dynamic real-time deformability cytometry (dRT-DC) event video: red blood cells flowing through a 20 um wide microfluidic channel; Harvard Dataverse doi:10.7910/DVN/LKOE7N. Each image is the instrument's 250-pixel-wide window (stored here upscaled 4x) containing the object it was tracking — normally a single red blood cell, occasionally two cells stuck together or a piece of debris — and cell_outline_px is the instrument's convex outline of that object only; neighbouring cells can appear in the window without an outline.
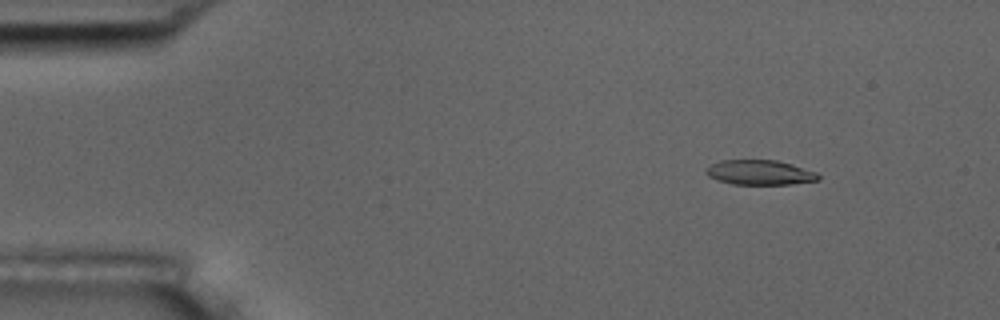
{"species": "common noctule bat (a hibernating species)", "species_latin": "Nyctalus noctula", "temperature_condition": "room temperature", "stored_images_in_passage": 56, "camera_frame_rate_fps": 3000, "um_per_image_px": 0.085, "animal": {"sex": "male", "body_mass_g": 17.5, "forearm_length_mm": 52.3}, "frame": {"image": 1, "passage_image": 7, "time_ms": 2.0, "image_size_px": [1000, 320], "cell_outline_px": [[820, 180], [792, 184], [732, 184], [716, 180], [708, 176], [704, 172], [704, 168], [720, 160], [776, 160], [792, 164], [816, 172], [820, 176]], "centroid_in_image_um": [64.55, 14.66], "position_along_channel_um": 20.4, "area_um2": 16.36}}
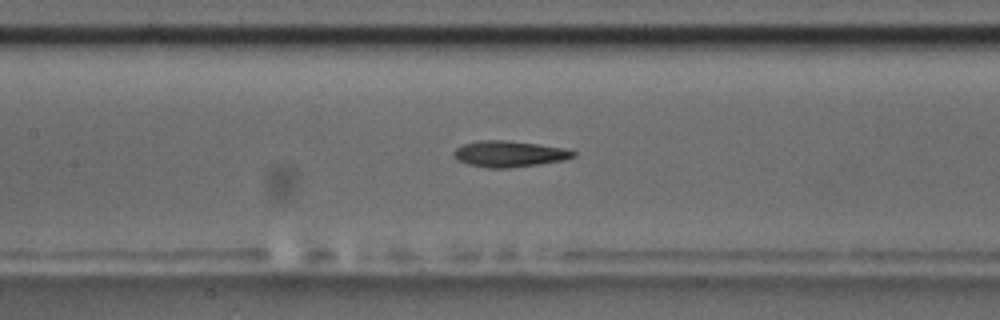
{"frame": {"image": 2, "passage_image": 26, "time_ms": 8.333, "image_size_px": [1000, 320], "cell_outline_px": [[576, 156], [564, 160], [540, 164], [508, 168], [488, 168], [468, 164], [456, 160], [452, 156], [452, 152], [456, 148], [464, 144], [480, 140], [504, 140], [568, 148], [576, 152]], "centroid_in_image_um": [43.28, 13.08], "position_along_channel_um": 164.1, "area_um2": 18.32}}
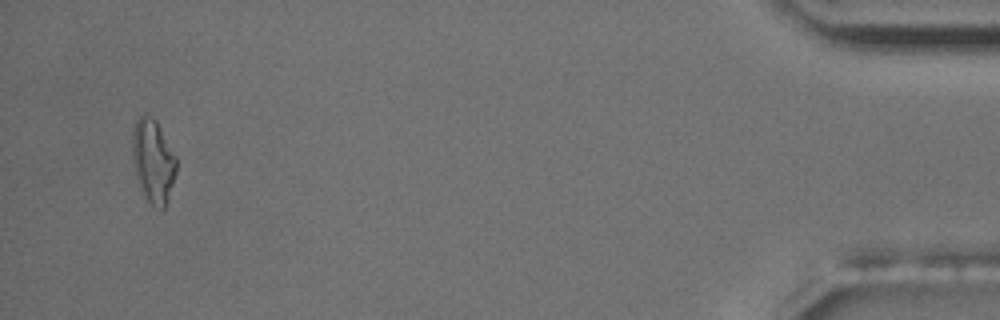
{"frame": {"image": 3, "passage_image": 54, "time_ms": 17.667, "image_size_px": [1000, 320], "cell_outline_px": [[176, 172], [164, 208], [156, 208], [144, 196], [136, 180], [132, 160], [132, 132], [136, 120], [144, 112], [152, 116], [156, 120], [176, 156]], "centroid_in_image_um": [12.98, 13.64], "position_along_channel_um": 422.2, "area_um2": 21.5}, "authors_computed_cell_mechanics": {"area_um2": 17.8024, "velocity_mm_per_s": 3.6193, "shape_relaxation_time_tau1_ms": 6.5339, "shape_relaxation_time_tau2_ms": 6.7421, "deformation_change_tau1": 0.1872, "deformation_change_tau2": 0.1747}}